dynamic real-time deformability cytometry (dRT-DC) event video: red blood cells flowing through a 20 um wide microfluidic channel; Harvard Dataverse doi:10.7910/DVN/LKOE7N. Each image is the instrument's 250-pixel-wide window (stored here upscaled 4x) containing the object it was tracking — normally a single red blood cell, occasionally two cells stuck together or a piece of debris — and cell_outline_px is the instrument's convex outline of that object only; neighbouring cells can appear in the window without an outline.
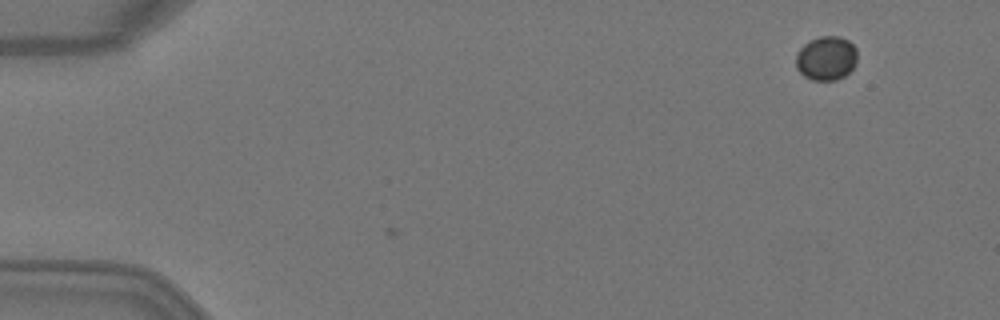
{"species": "Egyptian fruit bat (a non-hibernating species)", "species_latin": "Rousettus aegyptiacus", "temperature_condition": "warm", "stored_images_in_passage": 5, "camera_frame_rate_fps": 3000, "um_per_image_px": 0.085, "animal": {"sex": "female"}, "frame": {"image": 1, "passage_image": 1, "time_ms": 0.0, "image_size_px": [1000, 320], "cell_outline_px": [[856, 64], [844, 76], [836, 80], [812, 80], [804, 76], [796, 68], [796, 52], [804, 44], [820, 36], [840, 36], [848, 40], [856, 48]], "centroid_in_image_um": [70.22, 4.95], "position_along_channel_um": 14.8, "area_um2": 15.78}}
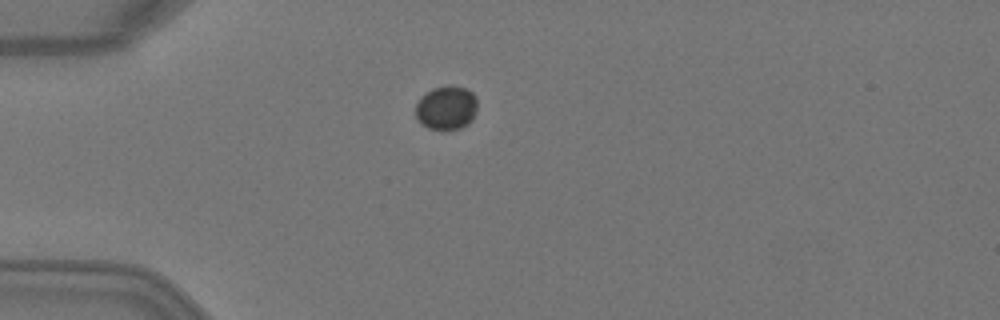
{"frame": {"image": 2, "passage_image": 4, "time_ms": 1.0, "image_size_px": [1000, 320], "cell_outline_px": [[476, 112], [472, 120], [468, 124], [460, 128], [444, 132], [440, 132], [428, 128], [420, 124], [416, 120], [416, 104], [420, 96], [432, 88], [448, 84], [464, 88], [472, 92], [476, 96]], "centroid_in_image_um": [37.91, 9.19], "position_along_channel_um": 47.1, "area_um2": 16.42}}
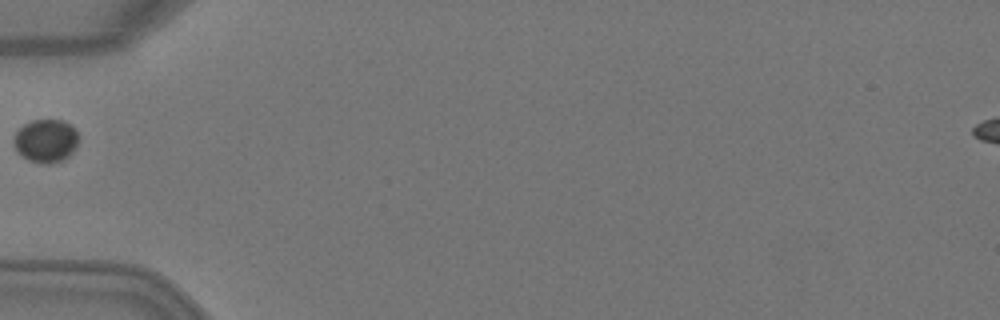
{"frame": {"image": 3, "passage_image": 5, "time_ms": 1.333, "image_size_px": [1000, 320], "cell_outline_px": [[76, 144], [72, 152], [68, 156], [52, 164], [44, 164], [28, 160], [16, 148], [12, 140], [16, 132], [24, 124], [32, 120], [64, 120], [76, 132]], "centroid_in_image_um": [3.86, 11.96], "position_along_channel_um": 81.1, "area_um2": 15.9}}